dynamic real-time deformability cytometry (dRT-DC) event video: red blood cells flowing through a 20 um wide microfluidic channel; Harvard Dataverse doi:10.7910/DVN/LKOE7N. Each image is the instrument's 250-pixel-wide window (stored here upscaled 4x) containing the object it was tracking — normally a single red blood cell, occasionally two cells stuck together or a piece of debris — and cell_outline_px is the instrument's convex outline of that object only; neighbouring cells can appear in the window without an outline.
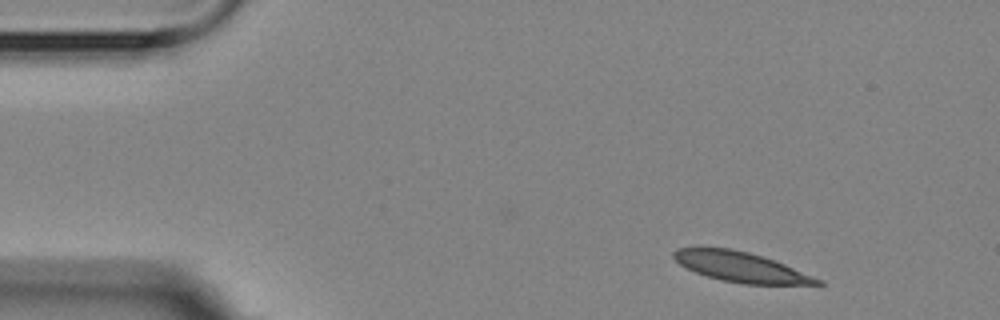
{"species": "Egyptian fruit bat (a non-hibernating species)", "species_latin": "Rousettus aegyptiacus", "temperature_condition": "room temperature", "stored_images_in_passage": 3, "camera_frame_rate_fps": 3000, "um_per_image_px": 0.085, "animal": {"sex": "female"}, "frame": {"image": 1, "passage_image": 1, "time_ms": 0.0, "image_size_px": [1000, 320], "cell_outline_px": [[824, 284], [744, 284], [720, 280], [696, 272], [680, 264], [672, 256], [672, 252], [676, 248], [696, 244], [700, 244], [732, 248], [748, 252], [784, 264], [824, 280]], "centroid_in_image_um": [62.86, 22.64], "position_along_channel_um": 22.1, "area_um2": 25.61}}